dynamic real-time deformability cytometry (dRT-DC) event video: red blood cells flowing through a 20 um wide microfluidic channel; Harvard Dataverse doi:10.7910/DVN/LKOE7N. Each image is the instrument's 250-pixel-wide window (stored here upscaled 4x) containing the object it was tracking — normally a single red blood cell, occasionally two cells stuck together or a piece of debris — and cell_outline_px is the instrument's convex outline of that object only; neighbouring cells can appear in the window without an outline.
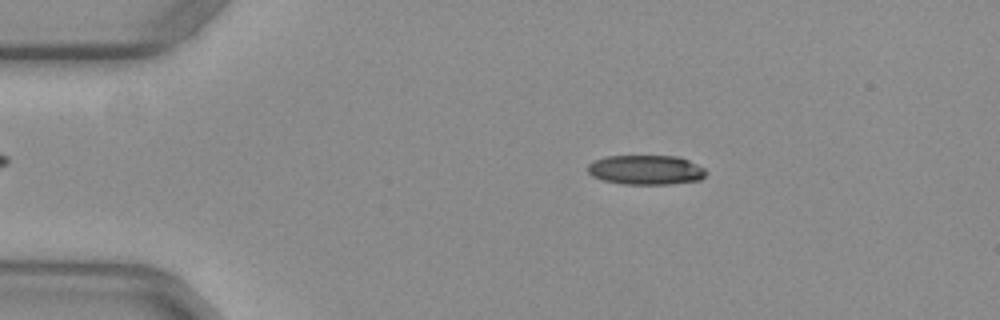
{"species": "common noctule bat (a hibernating species)", "species_latin": "Nyctalus noctula", "temperature_condition": "warm", "stored_images_in_passage": 52, "camera_frame_rate_fps": 3000, "um_per_image_px": 0.085, "animal": {"sex": "female", "body_mass_g": 29.2, "forearm_length_mm": 56.3}, "frame": {"image": 1, "passage_image": 10, "time_ms": 3.0, "image_size_px": [1000, 320], "cell_outline_px": [[708, 172], [700, 180], [668, 184], [624, 184], [604, 180], [592, 176], [588, 172], [588, 164], [604, 156], [676, 156], [688, 160], [704, 168]], "centroid_in_image_um": [54.91, 14.44], "position_along_channel_um": 30.1, "area_um2": 20.29}}
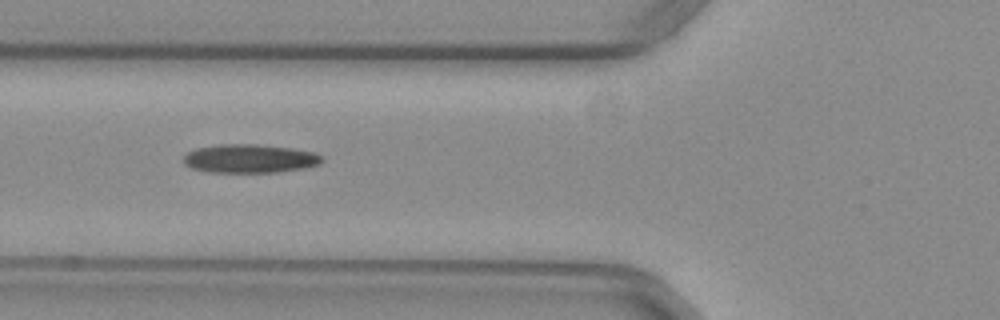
{"frame": {"image": 2, "passage_image": 20, "time_ms": 6.333, "image_size_px": [1000, 320], "cell_outline_px": [[324, 160], [320, 164], [304, 168], [276, 172], [208, 172], [192, 168], [184, 164], [184, 156], [188, 152], [196, 148], [220, 144], [256, 144], [292, 148], [312, 152], [324, 156]], "centroid_in_image_um": [21.24, 13.48], "position_along_channel_um": 104.6, "area_um2": 23.12}}
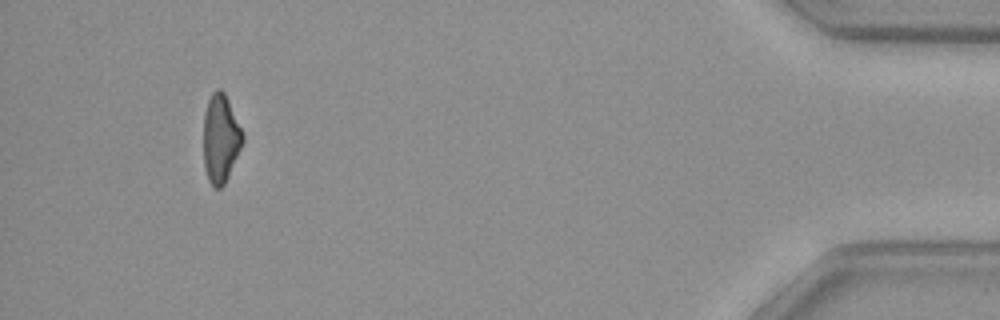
{"frame": {"image": 3, "passage_image": 49, "time_ms": 16.0, "image_size_px": [1000, 320], "cell_outline_px": [[244, 140], [228, 176], [224, 184], [220, 188], [212, 188], [208, 180], [204, 168], [204, 112], [208, 100], [212, 92], [216, 88], [220, 88], [224, 92], [244, 132]], "centroid_in_image_um": [18.75, 11.76], "position_along_channel_um": 416.5, "area_um2": 20.29}, "authors_computed_cell_mechanics": {"area_um2": 21.6461, "velocity_mm_per_s": 3.9774, "shape_relaxation_time_tau1_ms": null, "shape_relaxation_time_tau2_ms": 6.4242, "deformation_change_tau1": null, "deformation_change_tau2": 0.1854}}